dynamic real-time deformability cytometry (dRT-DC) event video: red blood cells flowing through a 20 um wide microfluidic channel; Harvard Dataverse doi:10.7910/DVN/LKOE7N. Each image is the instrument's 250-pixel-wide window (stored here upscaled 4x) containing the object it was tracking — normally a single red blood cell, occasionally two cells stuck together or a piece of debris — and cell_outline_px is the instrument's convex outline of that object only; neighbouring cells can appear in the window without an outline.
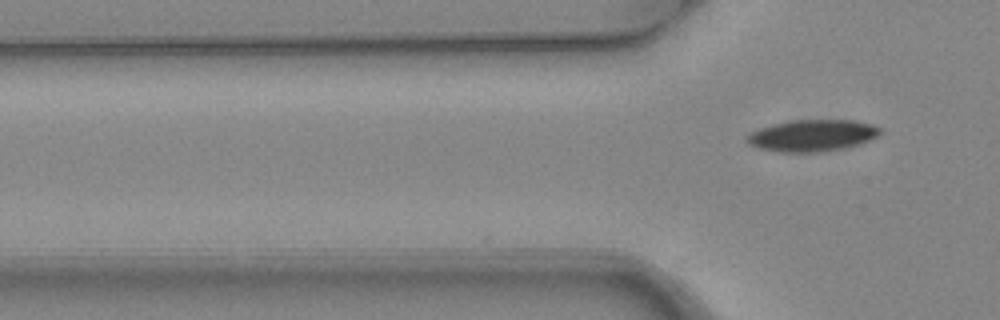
{"species": "common noctule bat (a hibernating species)", "species_latin": "Nyctalus noctula", "temperature_condition": "warm", "stored_images_in_passage": 2, "camera_frame_rate_fps": 3000, "um_per_image_px": 0.085, "animal": {"sex": "female", "body_mass_g": 24.6, "forearm_length_mm": 56.2}, "frame": {"image": 1, "passage_image": 2, "time_ms": 0.333, "image_size_px": [1000, 320], "cell_outline_px": [[880, 136], [860, 144], [844, 148], [812, 152], [780, 152], [756, 148], [748, 144], [748, 136], [752, 132], [760, 128], [772, 124], [792, 120], [852, 120], [872, 124], [880, 128]], "centroid_in_image_um": [69.06, 11.52], "position_along_channel_um": 56.7, "area_um2": 24.51}}